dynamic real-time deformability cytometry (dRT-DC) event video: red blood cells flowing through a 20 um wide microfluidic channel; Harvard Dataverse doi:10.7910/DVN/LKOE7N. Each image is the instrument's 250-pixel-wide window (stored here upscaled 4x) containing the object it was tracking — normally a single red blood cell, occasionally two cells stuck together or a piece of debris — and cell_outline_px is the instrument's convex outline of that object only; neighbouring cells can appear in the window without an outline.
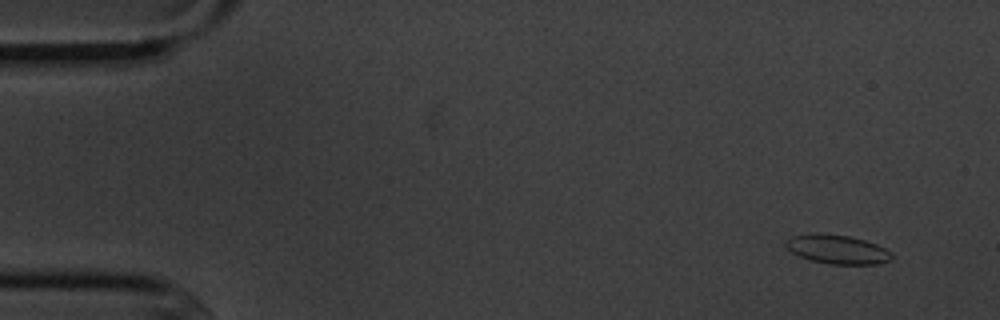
{"species": "common noctule bat (a hibernating species)", "species_latin": "Nyctalus noctula", "temperature_condition": "cold", "stored_images_in_passage": 7, "camera_frame_rate_fps": 3000, "um_per_image_px": 0.085, "animal": {"sex": "male", "body_mass_g": 20.1, "forearm_length_mm": 53.5}, "frame": {"image": 1, "passage_image": 1, "time_ms": 0.0, "image_size_px": [1000, 320], "cell_outline_px": [[892, 260], [876, 264], [828, 264], [812, 260], [800, 256], [792, 252], [784, 244], [792, 236], [812, 232], [816, 232], [852, 236], [876, 244], [892, 252]], "centroid_in_image_um": [71.18, 21.18], "position_along_channel_um": 13.8, "area_um2": 17.98}}
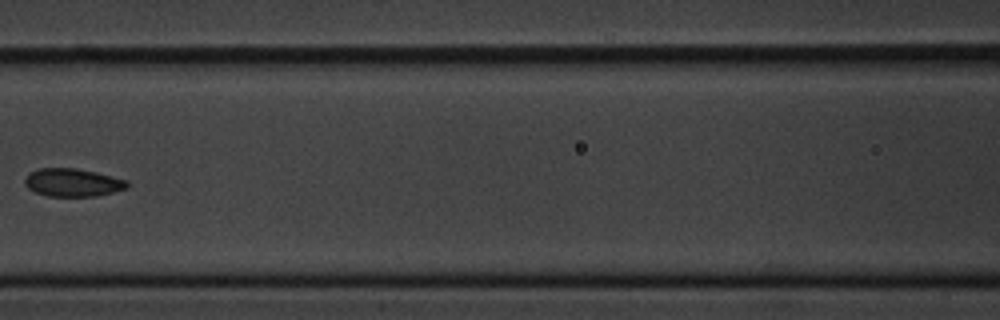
{"frame": {"image": 2, "passage_image": 6, "time_ms": 7.0, "image_size_px": [1000, 320], "cell_outline_px": [[128, 188], [96, 196], [48, 196], [36, 192], [28, 188], [24, 184], [24, 180], [28, 172], [40, 168], [76, 168], [96, 172], [128, 180]], "centroid_in_image_um": [6.16, 15.51], "position_along_channel_um": 160.4, "area_um2": 16.76}}
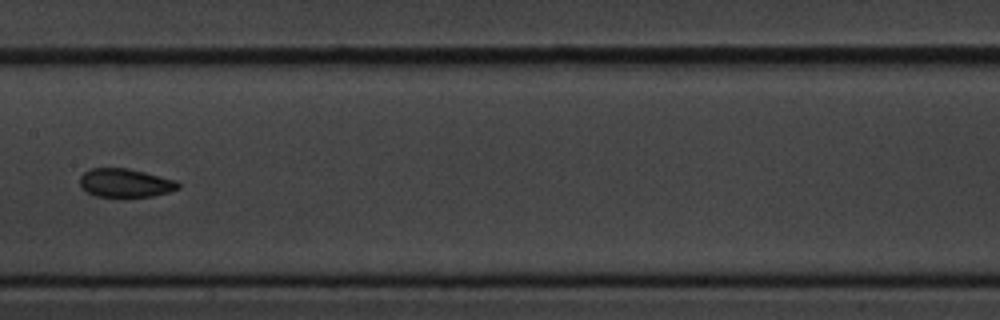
{"frame": {"image": 3, "passage_image": 7, "time_ms": 8.0, "image_size_px": [1000, 320], "cell_outline_px": [[180, 188], [168, 192], [152, 196], [124, 200], [96, 196], [80, 188], [80, 176], [84, 172], [92, 168], [128, 168], [176, 180], [180, 184]], "centroid_in_image_um": [10.63, 15.6], "position_along_channel_um": 196.8, "area_um2": 17.05}}